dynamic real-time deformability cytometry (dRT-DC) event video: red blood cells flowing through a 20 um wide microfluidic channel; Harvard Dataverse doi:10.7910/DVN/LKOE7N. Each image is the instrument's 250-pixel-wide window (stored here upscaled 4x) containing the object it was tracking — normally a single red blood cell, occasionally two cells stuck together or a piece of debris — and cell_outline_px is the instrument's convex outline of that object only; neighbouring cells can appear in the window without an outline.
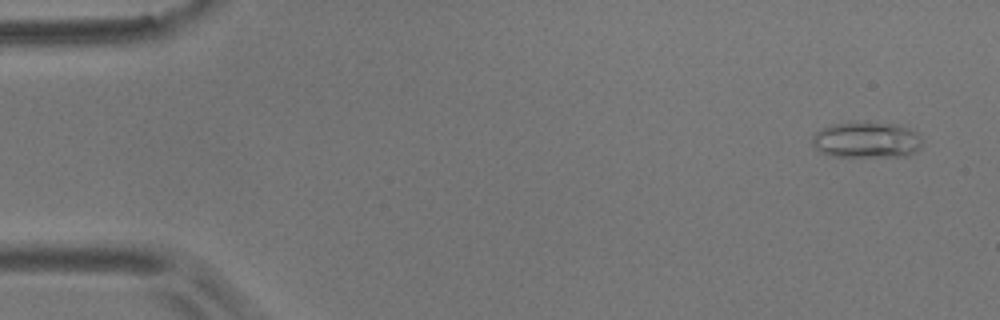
{"species": "common noctule bat (a hibernating species)", "species_latin": "Nyctalus noctula", "temperature_condition": "room temperature", "stored_images_in_passage": 5, "camera_frame_rate_fps": 3000, "um_per_image_px": 0.085, "animal": {"sex": "male", "body_mass_g": 17.9}, "frame": {"image": 1, "passage_image": 1, "time_ms": 0.0, "image_size_px": [1000, 320], "cell_outline_px": [[920, 148], [908, 156], [832, 156], [820, 152], [812, 144], [812, 136], [816, 132], [832, 124], [864, 120], [896, 124], [912, 128], [920, 136]], "centroid_in_image_um": [73.66, 11.86], "position_along_channel_um": 11.3, "area_um2": 23.47}}